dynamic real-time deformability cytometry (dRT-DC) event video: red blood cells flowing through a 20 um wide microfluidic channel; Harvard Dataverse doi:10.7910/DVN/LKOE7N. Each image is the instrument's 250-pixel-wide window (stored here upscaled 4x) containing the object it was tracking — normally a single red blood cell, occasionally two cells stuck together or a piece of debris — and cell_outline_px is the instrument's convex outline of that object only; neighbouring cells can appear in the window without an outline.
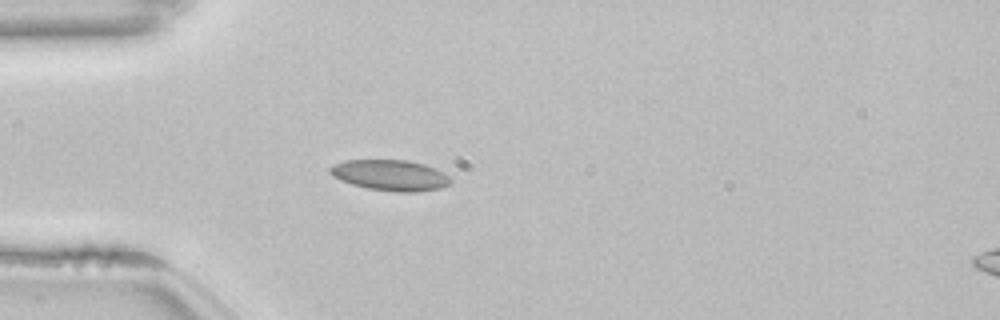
{"species": "common noctule bat (a hibernating species)", "species_latin": "Nyctalus noctula", "temperature_condition": "room temperature", "stored_images_in_passage": 39, "camera_frame_rate_fps": 3000, "um_per_image_px": 0.085, "animal": {"sex": "female", "body_mass_g": 22.7, "forearm_length_mm": 54.2}, "frame": {"image": 1, "passage_image": 1, "time_ms": 0.0, "image_size_px": [1000, 320], "cell_outline_px": [[452, 184], [440, 188], [416, 192], [396, 192], [368, 188], [352, 184], [340, 180], [332, 176], [328, 172], [328, 168], [332, 164], [344, 160], [404, 160], [424, 164], [444, 172], [452, 180]], "centroid_in_image_um": [33.15, 14.89], "position_along_channel_um": 51.8, "area_um2": 21.79}}
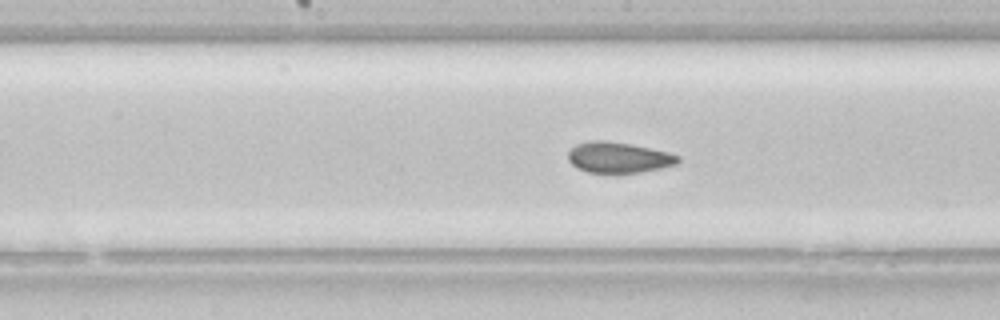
{"frame": {"image": 2, "passage_image": 13, "time_ms": 4.0, "image_size_px": [1000, 320], "cell_outline_px": [[680, 160], [676, 164], [660, 168], [640, 172], [588, 172], [576, 168], [568, 160], [568, 152], [576, 144], [592, 140], [604, 140], [632, 144], [668, 152], [680, 156]], "centroid_in_image_um": [52.56, 13.37], "position_along_channel_um": 195.6, "area_um2": 19.59}}
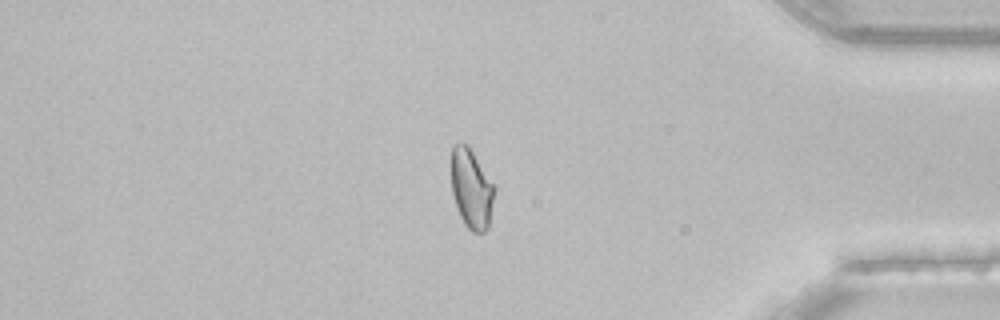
{"frame": {"image": 3, "passage_image": 31, "time_ms": 10.0, "image_size_px": [1000, 320], "cell_outline_px": [[496, 188], [488, 228], [484, 232], [472, 232], [464, 224], [456, 208], [452, 192], [448, 164], [452, 144], [468, 144], [496, 184]], "centroid_in_image_um": [40.05, 15.97], "position_along_channel_um": 395.2, "area_um2": 21.1}, "authors_computed_cell_mechanics": {"area_um2": 19.941, "velocity_mm_per_s": 3.8465, "shape_relaxation_time_tau1_ms": null, "shape_relaxation_time_tau2_ms": 2.8233, "deformation_change_tau1": null, "deformation_change_tau2": 0.0699}}